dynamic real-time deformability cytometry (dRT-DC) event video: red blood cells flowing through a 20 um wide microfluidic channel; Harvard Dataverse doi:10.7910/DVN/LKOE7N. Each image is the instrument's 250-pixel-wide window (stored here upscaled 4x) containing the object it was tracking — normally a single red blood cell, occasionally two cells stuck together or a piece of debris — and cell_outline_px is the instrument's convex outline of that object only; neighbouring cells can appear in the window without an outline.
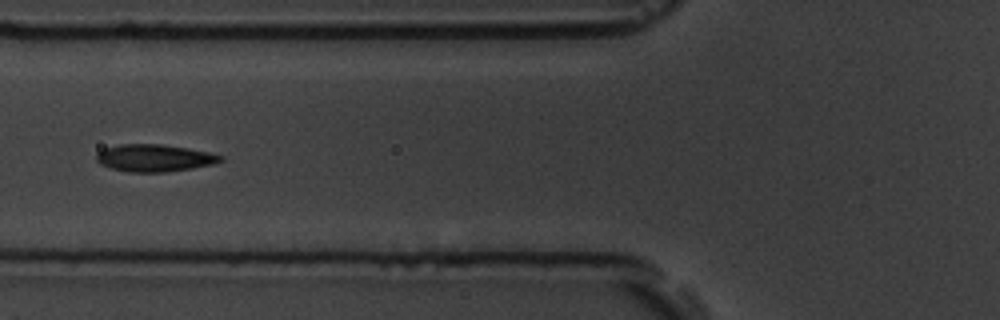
{"species": "common noctule bat (a hibernating species)", "species_latin": "Nyctalus noctula", "temperature_condition": "room temperature", "stored_images_in_passage": 10, "camera_frame_rate_fps": 3000, "um_per_image_px": 0.085, "animal": {"sex": "male", "body_mass_g": 19.5, "forearm_length_mm": 54.6}, "frame": {"image": 1, "passage_image": 5, "time_ms": 4.667, "image_size_px": [1000, 320], "cell_outline_px": [[224, 160], [212, 164], [192, 168], [164, 172], [128, 172], [112, 168], [100, 164], [96, 160], [96, 156], [104, 148], [120, 144], [160, 144], [188, 148], [208, 152], [224, 156]], "centroid_in_image_um": [13.13, 13.42], "position_along_channel_um": 112.7, "area_um2": 19.59}}
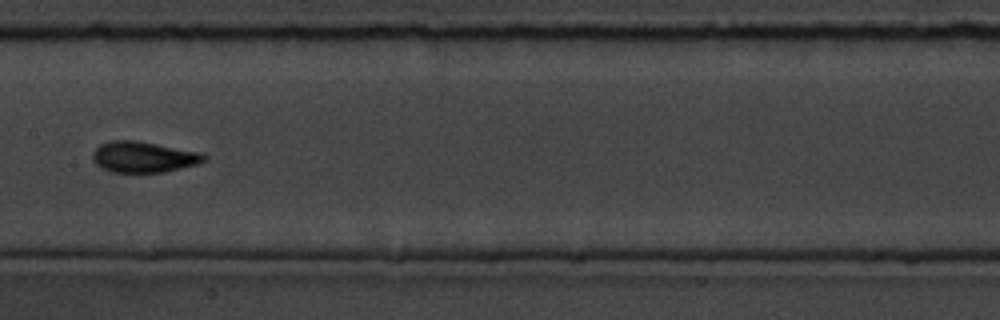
{"frame": {"image": 2, "passage_image": 7, "time_ms": 7.0, "image_size_px": [1000, 320], "cell_outline_px": [[208, 156], [204, 160], [196, 164], [164, 172], [112, 172], [96, 164], [92, 160], [92, 152], [100, 144], [108, 140], [136, 140], [200, 152]], "centroid_in_image_um": [12.16, 13.33], "position_along_channel_um": 195.2, "area_um2": 20.0}}
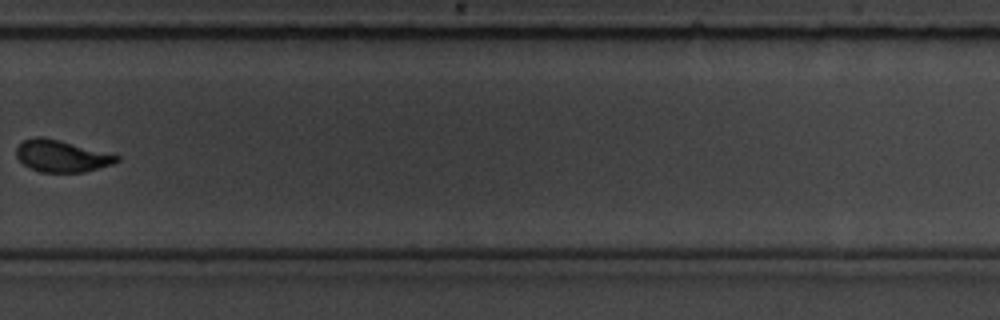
{"frame": {"image": 3, "passage_image": 10, "time_ms": 10.667, "image_size_px": [1000, 320], "cell_outline_px": [[120, 160], [112, 164], [84, 172], [40, 172], [28, 168], [16, 156], [16, 148], [24, 140], [36, 136], [40, 136], [60, 140], [120, 156]], "centroid_in_image_um": [5.21, 13.27], "position_along_channel_um": 324.6, "area_um2": 18.5}}